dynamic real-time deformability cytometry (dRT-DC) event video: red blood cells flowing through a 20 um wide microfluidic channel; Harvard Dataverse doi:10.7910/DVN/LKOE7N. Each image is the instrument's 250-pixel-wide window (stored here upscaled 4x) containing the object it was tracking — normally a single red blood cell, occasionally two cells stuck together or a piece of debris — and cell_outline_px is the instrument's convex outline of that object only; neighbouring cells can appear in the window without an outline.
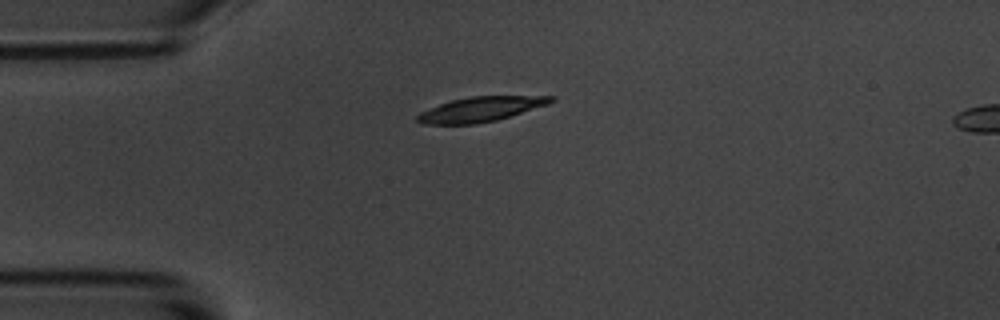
{"species": "common noctule bat (a hibernating species)", "species_latin": "Nyctalus noctula", "temperature_condition": "room temperature", "stored_images_in_passage": 10, "camera_frame_rate_fps": 3000, "um_per_image_px": 0.085, "animal": {"sex": "male", "body_mass_g": 20.1, "forearm_length_mm": 53.5}, "frame": {"image": 1, "passage_image": 1, "time_ms": 0.0, "image_size_px": [1000, 320], "cell_outline_px": [[556, 100], [548, 104], [496, 120], [476, 124], [420, 124], [416, 120], [416, 116], [420, 112], [428, 108], [452, 100], [472, 96], [556, 96]], "centroid_in_image_um": [40.83, 9.28], "position_along_channel_um": 44.2, "area_um2": 19.19}}
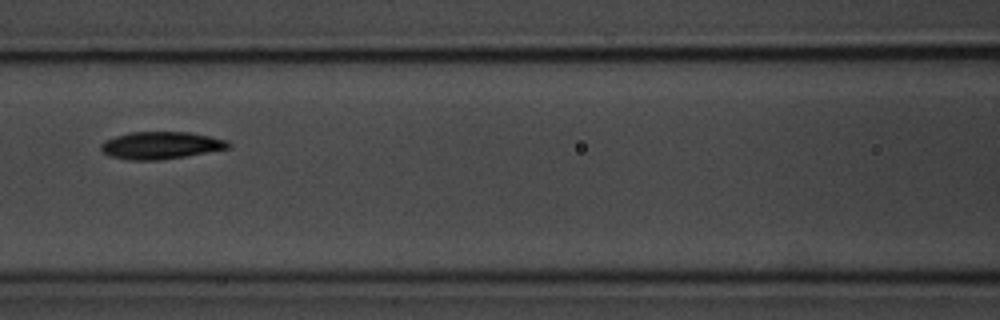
{"frame": {"image": 2, "passage_image": 4, "time_ms": 3.667, "image_size_px": [1000, 320], "cell_outline_px": [[232, 144], [228, 148], [184, 156], [160, 160], [128, 160], [108, 156], [100, 148], [100, 144], [104, 140], [128, 132], [188, 132], [228, 140]], "centroid_in_image_um": [13.62, 12.35], "position_along_channel_um": 153.0, "area_um2": 20.23}}
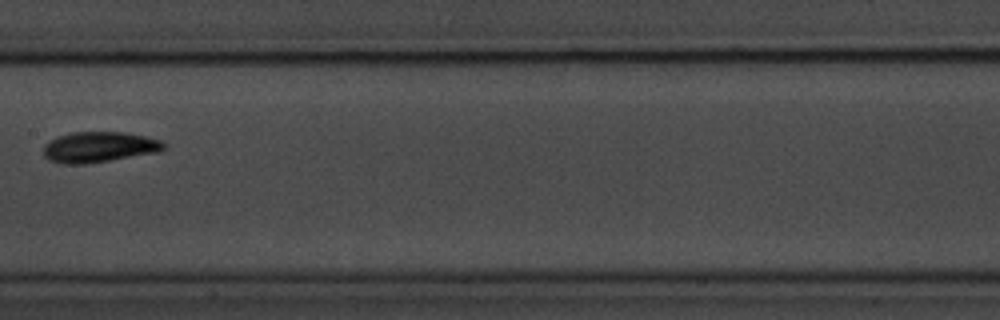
{"frame": {"image": 3, "passage_image": 5, "time_ms": 5.0, "image_size_px": [1000, 320], "cell_outline_px": [[168, 144], [160, 152], [84, 164], [64, 164], [48, 160], [44, 156], [44, 144], [48, 140], [56, 136], [72, 132], [124, 132], [148, 136], [164, 140]], "centroid_in_image_um": [8.45, 12.49], "position_along_channel_um": 198.9, "area_um2": 21.85}, "authors_computed_cell_mechanics": {"area_um2": 20.0566, "velocity_mm_per_s": 3.4655, "shape_relaxation_time_tau1_ms": 3.1475, "shape_relaxation_time_tau2_ms": 3.3731, "deformation_change_tau1": 0.1452, "deformation_change_tau2": 0.0815}}